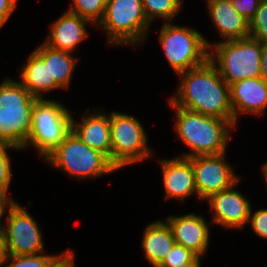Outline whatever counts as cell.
<instances>
[{"mask_svg": "<svg viewBox=\"0 0 267 267\" xmlns=\"http://www.w3.org/2000/svg\"><path fill=\"white\" fill-rule=\"evenodd\" d=\"M202 257L195 256L190 262L182 264L180 267H201Z\"/></svg>", "mask_w": 267, "mask_h": 267, "instance_id": "e575fe53", "label": "cell"}, {"mask_svg": "<svg viewBox=\"0 0 267 267\" xmlns=\"http://www.w3.org/2000/svg\"><path fill=\"white\" fill-rule=\"evenodd\" d=\"M229 88L234 126L241 114H264L267 108V82L264 79L246 78L229 85Z\"/></svg>", "mask_w": 267, "mask_h": 267, "instance_id": "2e32d148", "label": "cell"}, {"mask_svg": "<svg viewBox=\"0 0 267 267\" xmlns=\"http://www.w3.org/2000/svg\"><path fill=\"white\" fill-rule=\"evenodd\" d=\"M111 163L119 170L154 156L148 147L147 133L132 115L110 113Z\"/></svg>", "mask_w": 267, "mask_h": 267, "instance_id": "9c48e42d", "label": "cell"}, {"mask_svg": "<svg viewBox=\"0 0 267 267\" xmlns=\"http://www.w3.org/2000/svg\"><path fill=\"white\" fill-rule=\"evenodd\" d=\"M170 226L176 244L182 245L196 256L207 253L210 238V226L203 215L187 213L170 215L165 220Z\"/></svg>", "mask_w": 267, "mask_h": 267, "instance_id": "4fadbf2b", "label": "cell"}, {"mask_svg": "<svg viewBox=\"0 0 267 267\" xmlns=\"http://www.w3.org/2000/svg\"><path fill=\"white\" fill-rule=\"evenodd\" d=\"M178 76L181 81L177 93L168 98L175 106L228 120L234 125L229 85L209 59Z\"/></svg>", "mask_w": 267, "mask_h": 267, "instance_id": "6da1fadb", "label": "cell"}, {"mask_svg": "<svg viewBox=\"0 0 267 267\" xmlns=\"http://www.w3.org/2000/svg\"><path fill=\"white\" fill-rule=\"evenodd\" d=\"M141 247L146 260L157 267L175 244L172 230L164 220L149 223L142 234Z\"/></svg>", "mask_w": 267, "mask_h": 267, "instance_id": "d6986e66", "label": "cell"}, {"mask_svg": "<svg viewBox=\"0 0 267 267\" xmlns=\"http://www.w3.org/2000/svg\"><path fill=\"white\" fill-rule=\"evenodd\" d=\"M13 202H16V201H14V199L11 197L0 196V232H1L2 224H3V222L1 223L2 217L6 213L5 211H6L7 207Z\"/></svg>", "mask_w": 267, "mask_h": 267, "instance_id": "d6a6232c", "label": "cell"}, {"mask_svg": "<svg viewBox=\"0 0 267 267\" xmlns=\"http://www.w3.org/2000/svg\"><path fill=\"white\" fill-rule=\"evenodd\" d=\"M159 30V44L167 63L176 74L203 65L209 59V41L196 28L164 22Z\"/></svg>", "mask_w": 267, "mask_h": 267, "instance_id": "52a82bcc", "label": "cell"}, {"mask_svg": "<svg viewBox=\"0 0 267 267\" xmlns=\"http://www.w3.org/2000/svg\"><path fill=\"white\" fill-rule=\"evenodd\" d=\"M106 4L107 0H72L68 11L97 26L104 16Z\"/></svg>", "mask_w": 267, "mask_h": 267, "instance_id": "603a6c76", "label": "cell"}, {"mask_svg": "<svg viewBox=\"0 0 267 267\" xmlns=\"http://www.w3.org/2000/svg\"><path fill=\"white\" fill-rule=\"evenodd\" d=\"M34 51L44 61H49L50 81H55L62 89H68L80 59L71 52L53 49L44 42Z\"/></svg>", "mask_w": 267, "mask_h": 267, "instance_id": "44dd1931", "label": "cell"}, {"mask_svg": "<svg viewBox=\"0 0 267 267\" xmlns=\"http://www.w3.org/2000/svg\"><path fill=\"white\" fill-rule=\"evenodd\" d=\"M261 78L267 82V43L261 44Z\"/></svg>", "mask_w": 267, "mask_h": 267, "instance_id": "1f68e13d", "label": "cell"}, {"mask_svg": "<svg viewBox=\"0 0 267 267\" xmlns=\"http://www.w3.org/2000/svg\"><path fill=\"white\" fill-rule=\"evenodd\" d=\"M195 185L199 200L203 201L215 193L228 189L241 180L226 154L200 155L191 158ZM232 166V167H231Z\"/></svg>", "mask_w": 267, "mask_h": 267, "instance_id": "8fae6325", "label": "cell"}, {"mask_svg": "<svg viewBox=\"0 0 267 267\" xmlns=\"http://www.w3.org/2000/svg\"><path fill=\"white\" fill-rule=\"evenodd\" d=\"M209 60L231 85L246 78L261 77V43L249 36L209 43Z\"/></svg>", "mask_w": 267, "mask_h": 267, "instance_id": "5b68a950", "label": "cell"}, {"mask_svg": "<svg viewBox=\"0 0 267 267\" xmlns=\"http://www.w3.org/2000/svg\"><path fill=\"white\" fill-rule=\"evenodd\" d=\"M168 104L175 111L178 138L192 151L178 156L192 158L226 153L231 131L236 128L230 121L175 106L170 100Z\"/></svg>", "mask_w": 267, "mask_h": 267, "instance_id": "7a4b0ae2", "label": "cell"}, {"mask_svg": "<svg viewBox=\"0 0 267 267\" xmlns=\"http://www.w3.org/2000/svg\"><path fill=\"white\" fill-rule=\"evenodd\" d=\"M60 254L7 255L4 267H49Z\"/></svg>", "mask_w": 267, "mask_h": 267, "instance_id": "cb8c5ba5", "label": "cell"}, {"mask_svg": "<svg viewBox=\"0 0 267 267\" xmlns=\"http://www.w3.org/2000/svg\"><path fill=\"white\" fill-rule=\"evenodd\" d=\"M250 36L267 43V0H261L254 17L249 22Z\"/></svg>", "mask_w": 267, "mask_h": 267, "instance_id": "484cf974", "label": "cell"}, {"mask_svg": "<svg viewBox=\"0 0 267 267\" xmlns=\"http://www.w3.org/2000/svg\"><path fill=\"white\" fill-rule=\"evenodd\" d=\"M25 64L20 70L19 82L34 98L44 99V93L62 89L55 81H50L49 61H44L35 51Z\"/></svg>", "mask_w": 267, "mask_h": 267, "instance_id": "ffe728a7", "label": "cell"}, {"mask_svg": "<svg viewBox=\"0 0 267 267\" xmlns=\"http://www.w3.org/2000/svg\"><path fill=\"white\" fill-rule=\"evenodd\" d=\"M72 113L61 102L37 99L33 107L32 127L25 145L34 147L45 159L71 131Z\"/></svg>", "mask_w": 267, "mask_h": 267, "instance_id": "ba28073f", "label": "cell"}, {"mask_svg": "<svg viewBox=\"0 0 267 267\" xmlns=\"http://www.w3.org/2000/svg\"><path fill=\"white\" fill-rule=\"evenodd\" d=\"M17 6L16 0H0V28L6 24Z\"/></svg>", "mask_w": 267, "mask_h": 267, "instance_id": "f546056e", "label": "cell"}, {"mask_svg": "<svg viewBox=\"0 0 267 267\" xmlns=\"http://www.w3.org/2000/svg\"><path fill=\"white\" fill-rule=\"evenodd\" d=\"M195 256L190 250L175 243L157 267H180L182 264L190 262Z\"/></svg>", "mask_w": 267, "mask_h": 267, "instance_id": "4316f807", "label": "cell"}, {"mask_svg": "<svg viewBox=\"0 0 267 267\" xmlns=\"http://www.w3.org/2000/svg\"><path fill=\"white\" fill-rule=\"evenodd\" d=\"M44 160L53 168L82 180L118 171L103 153L87 146L72 131Z\"/></svg>", "mask_w": 267, "mask_h": 267, "instance_id": "8992f818", "label": "cell"}, {"mask_svg": "<svg viewBox=\"0 0 267 267\" xmlns=\"http://www.w3.org/2000/svg\"><path fill=\"white\" fill-rule=\"evenodd\" d=\"M206 4L213 26L222 38L219 42L250 36L249 21L237 12L230 0H207Z\"/></svg>", "mask_w": 267, "mask_h": 267, "instance_id": "ac0fdd59", "label": "cell"}, {"mask_svg": "<svg viewBox=\"0 0 267 267\" xmlns=\"http://www.w3.org/2000/svg\"><path fill=\"white\" fill-rule=\"evenodd\" d=\"M252 211L253 209H251L248 225L257 237L267 240V208Z\"/></svg>", "mask_w": 267, "mask_h": 267, "instance_id": "83f0119b", "label": "cell"}, {"mask_svg": "<svg viewBox=\"0 0 267 267\" xmlns=\"http://www.w3.org/2000/svg\"><path fill=\"white\" fill-rule=\"evenodd\" d=\"M6 257H7L6 246L2 234L0 232V267L3 266Z\"/></svg>", "mask_w": 267, "mask_h": 267, "instance_id": "836d02e7", "label": "cell"}, {"mask_svg": "<svg viewBox=\"0 0 267 267\" xmlns=\"http://www.w3.org/2000/svg\"><path fill=\"white\" fill-rule=\"evenodd\" d=\"M80 122L72 115L71 131L90 148L103 153L111 162L110 114L99 109H86Z\"/></svg>", "mask_w": 267, "mask_h": 267, "instance_id": "9a60e30c", "label": "cell"}, {"mask_svg": "<svg viewBox=\"0 0 267 267\" xmlns=\"http://www.w3.org/2000/svg\"><path fill=\"white\" fill-rule=\"evenodd\" d=\"M87 24L92 23L66 10L50 24L49 35L44 43L53 49L73 53L77 46L88 38Z\"/></svg>", "mask_w": 267, "mask_h": 267, "instance_id": "e0dca14e", "label": "cell"}, {"mask_svg": "<svg viewBox=\"0 0 267 267\" xmlns=\"http://www.w3.org/2000/svg\"><path fill=\"white\" fill-rule=\"evenodd\" d=\"M157 160L162 170V183L165 188L164 200L168 201L174 198L183 203L191 195H197V199H199L191 158L177 156Z\"/></svg>", "mask_w": 267, "mask_h": 267, "instance_id": "5bb4252c", "label": "cell"}, {"mask_svg": "<svg viewBox=\"0 0 267 267\" xmlns=\"http://www.w3.org/2000/svg\"><path fill=\"white\" fill-rule=\"evenodd\" d=\"M150 25L142 0H107L97 26L106 32L110 47L125 45L135 49L148 38Z\"/></svg>", "mask_w": 267, "mask_h": 267, "instance_id": "277c9868", "label": "cell"}, {"mask_svg": "<svg viewBox=\"0 0 267 267\" xmlns=\"http://www.w3.org/2000/svg\"><path fill=\"white\" fill-rule=\"evenodd\" d=\"M239 181L232 187L212 194L204 201L212 212V223L226 229H243L249 222L252 204L239 190Z\"/></svg>", "mask_w": 267, "mask_h": 267, "instance_id": "7c38bea8", "label": "cell"}, {"mask_svg": "<svg viewBox=\"0 0 267 267\" xmlns=\"http://www.w3.org/2000/svg\"><path fill=\"white\" fill-rule=\"evenodd\" d=\"M6 224H2L1 234L7 255H34L45 251L42 232L37 221L17 201L6 211Z\"/></svg>", "mask_w": 267, "mask_h": 267, "instance_id": "30bf717a", "label": "cell"}, {"mask_svg": "<svg viewBox=\"0 0 267 267\" xmlns=\"http://www.w3.org/2000/svg\"><path fill=\"white\" fill-rule=\"evenodd\" d=\"M34 98L19 81L0 84V142L25 149L32 127Z\"/></svg>", "mask_w": 267, "mask_h": 267, "instance_id": "3957f363", "label": "cell"}, {"mask_svg": "<svg viewBox=\"0 0 267 267\" xmlns=\"http://www.w3.org/2000/svg\"><path fill=\"white\" fill-rule=\"evenodd\" d=\"M184 0H142L147 20L152 24L156 18L172 22L184 6Z\"/></svg>", "mask_w": 267, "mask_h": 267, "instance_id": "7402d4cb", "label": "cell"}, {"mask_svg": "<svg viewBox=\"0 0 267 267\" xmlns=\"http://www.w3.org/2000/svg\"><path fill=\"white\" fill-rule=\"evenodd\" d=\"M64 252V253H63ZM51 263L49 267H75V254L74 250L68 248Z\"/></svg>", "mask_w": 267, "mask_h": 267, "instance_id": "4dcf8cb0", "label": "cell"}, {"mask_svg": "<svg viewBox=\"0 0 267 267\" xmlns=\"http://www.w3.org/2000/svg\"><path fill=\"white\" fill-rule=\"evenodd\" d=\"M262 175L264 176L265 184L267 185V162L263 164L262 168ZM267 188V187H266Z\"/></svg>", "mask_w": 267, "mask_h": 267, "instance_id": "d590c367", "label": "cell"}, {"mask_svg": "<svg viewBox=\"0 0 267 267\" xmlns=\"http://www.w3.org/2000/svg\"><path fill=\"white\" fill-rule=\"evenodd\" d=\"M261 0H230L237 12L249 22L254 17Z\"/></svg>", "mask_w": 267, "mask_h": 267, "instance_id": "f1b7e54d", "label": "cell"}, {"mask_svg": "<svg viewBox=\"0 0 267 267\" xmlns=\"http://www.w3.org/2000/svg\"><path fill=\"white\" fill-rule=\"evenodd\" d=\"M8 149L20 150L13 145L0 142V196L2 197H10L8 196V190L12 181V165Z\"/></svg>", "mask_w": 267, "mask_h": 267, "instance_id": "d4e9b609", "label": "cell"}]
</instances>
